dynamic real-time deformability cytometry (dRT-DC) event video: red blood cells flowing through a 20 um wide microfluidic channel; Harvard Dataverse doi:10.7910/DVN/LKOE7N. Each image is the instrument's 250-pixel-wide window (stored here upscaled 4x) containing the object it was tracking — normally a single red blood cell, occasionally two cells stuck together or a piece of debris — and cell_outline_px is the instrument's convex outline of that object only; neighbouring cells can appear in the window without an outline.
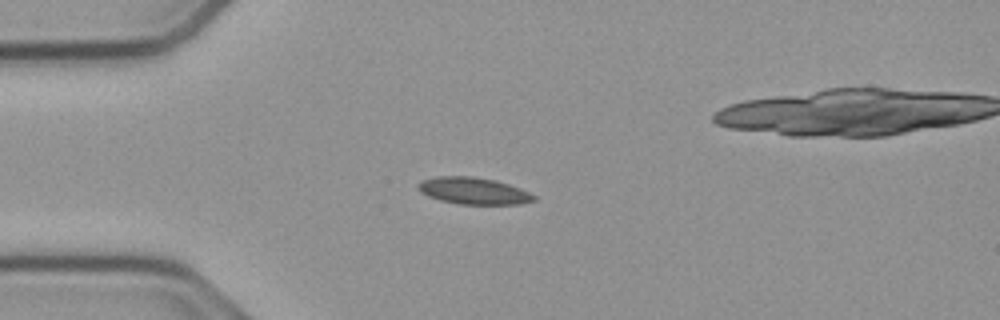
{"species": "common noctule bat (a hibernating species)", "species_latin": "Nyctalus noctula", "temperature_condition": "cold", "stored_images_in_passage": 42, "camera_frame_rate_fps": 3000, "um_per_image_px": 0.085, "animal": {"sex": "male", "body_mass_g": 23.1, "forearm_length_mm": 52.7}, "frame": {"image": 1, "passage_image": 1, "time_ms": 0.0, "image_size_px": [1000, 320], "cell_outline_px": [[536, 200], [520, 204], [460, 204], [440, 200], [428, 196], [420, 192], [416, 184], [420, 180], [436, 176], [472, 176], [496, 180], [520, 188], [536, 196]], "centroid_in_image_um": [40.22, 16.21], "position_along_channel_um": 44.8, "area_um2": 18.21}}
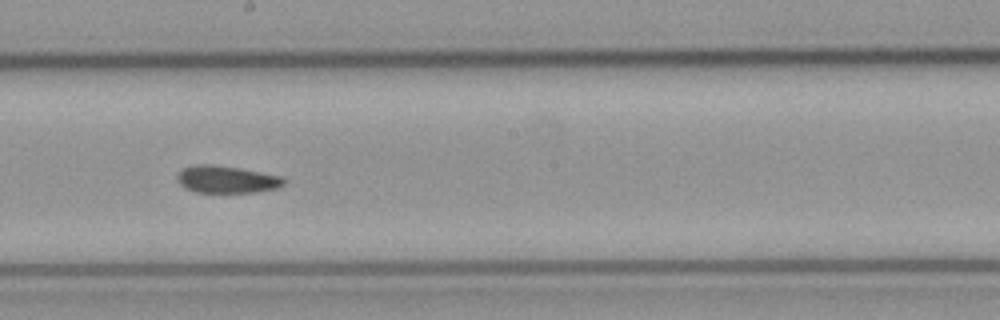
{"frame": {"image": 2, "passage_image": 17, "time_ms": 5.333, "image_size_px": [1000, 320], "cell_outline_px": [[284, 184], [280, 188], [256, 192], [196, 192], [184, 188], [176, 180], [176, 176], [184, 168], [196, 164], [212, 164], [240, 168], [280, 176], [284, 180]], "centroid_in_image_um": [19.25, 15.25], "position_along_channel_um": 229.0, "area_um2": 16.94}}
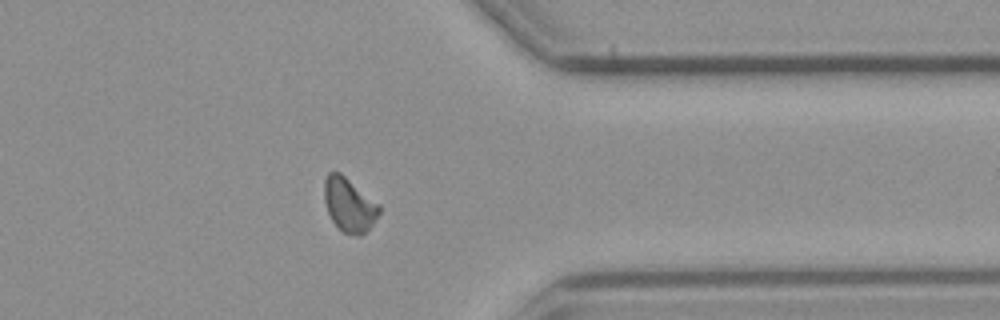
{"frame": {"image": 3, "passage_image": 30, "time_ms": 9.667, "image_size_px": [1000, 320], "cell_outline_px": [[380, 212], [372, 224], [360, 236], [356, 236], [344, 232], [332, 220], [328, 212], [324, 200], [324, 180], [328, 172], [340, 172], [380, 204]], "centroid_in_image_um": [29.68, 17.38], "position_along_channel_um": 381.7, "area_um2": 17.11}, "authors_computed_cell_mechanics": {"area_um2": 16.9643, "velocity_mm_per_s": 3.7862, "shape_relaxation_time_tau1_ms": 10.5004, "shape_relaxation_time_tau2_ms": 4.1389, "deformation_change_tau1": 0.1448, "deformation_change_tau2": 0.0832}}